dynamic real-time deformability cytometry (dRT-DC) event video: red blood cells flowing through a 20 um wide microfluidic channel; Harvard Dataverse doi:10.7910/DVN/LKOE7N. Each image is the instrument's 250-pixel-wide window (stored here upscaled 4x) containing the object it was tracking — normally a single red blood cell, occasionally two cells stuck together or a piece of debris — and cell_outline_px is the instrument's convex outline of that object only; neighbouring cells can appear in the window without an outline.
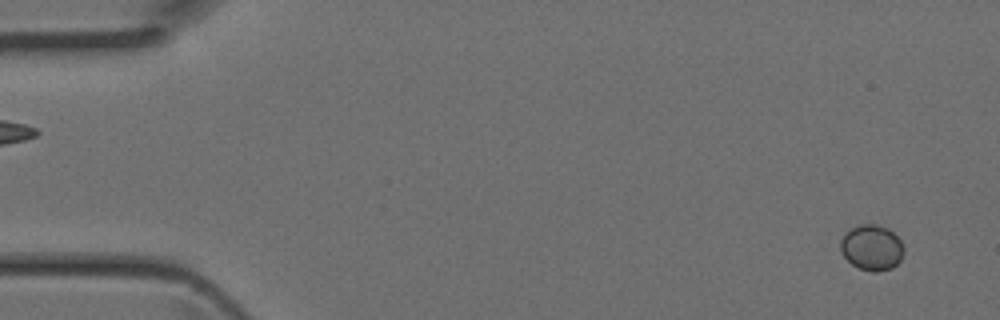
{"species": "Egyptian fruit bat (a non-hibernating species)", "species_latin": "Rousettus aegyptiacus", "temperature_condition": "room temperature", "stored_images_in_passage": 44, "camera_frame_rate_fps": 3000, "um_per_image_px": 0.085, "animal": {"sex": "female"}, "frame": {"image": 1, "passage_image": 2, "time_ms": 0.333, "image_size_px": [1000, 320], "cell_outline_px": [[904, 252], [900, 260], [892, 268], [876, 272], [872, 272], [860, 268], [852, 264], [840, 252], [840, 240], [852, 228], [860, 224], [876, 224], [888, 228], [900, 240], [904, 248]], "centroid_in_image_um": [74.1, 21.05], "position_along_channel_um": 10.9, "area_um2": 16.7}}
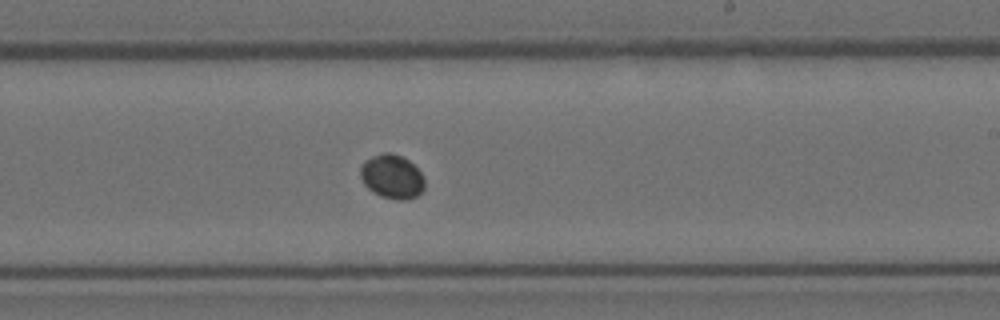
{"frame": {"image": 2, "passage_image": 26, "time_ms": 8.333, "image_size_px": [1000, 320], "cell_outline_px": [[424, 188], [416, 196], [404, 200], [396, 200], [380, 196], [372, 192], [364, 184], [360, 176], [360, 168], [364, 160], [372, 156], [384, 152], [388, 152], [400, 156], [408, 160], [420, 172], [424, 180]], "centroid_in_image_um": [33.28, 15.02], "position_along_channel_um": 255.7, "area_um2": 16.42}}
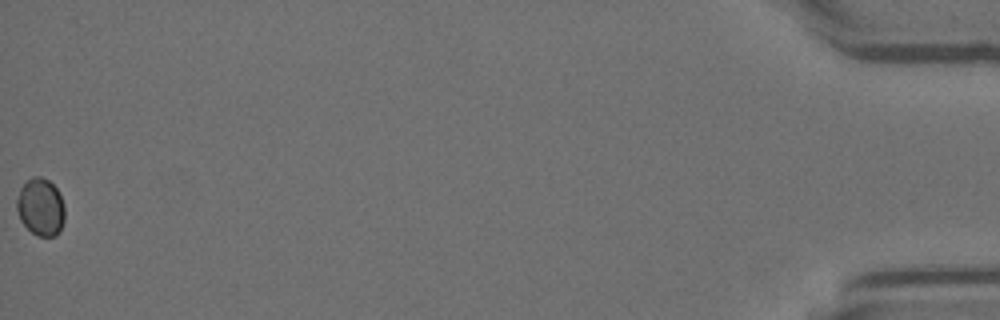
{"frame": {"image": 3, "passage_image": 44, "time_ms": 14.333, "image_size_px": [1000, 320], "cell_outline_px": [[64, 220], [60, 232], [56, 236], [36, 236], [20, 220], [16, 208], [16, 200], [20, 188], [32, 176], [40, 176], [48, 180], [56, 188], [64, 204]], "centroid_in_image_um": [3.45, 17.61], "position_along_channel_um": 431.7, "area_um2": 16.13}}